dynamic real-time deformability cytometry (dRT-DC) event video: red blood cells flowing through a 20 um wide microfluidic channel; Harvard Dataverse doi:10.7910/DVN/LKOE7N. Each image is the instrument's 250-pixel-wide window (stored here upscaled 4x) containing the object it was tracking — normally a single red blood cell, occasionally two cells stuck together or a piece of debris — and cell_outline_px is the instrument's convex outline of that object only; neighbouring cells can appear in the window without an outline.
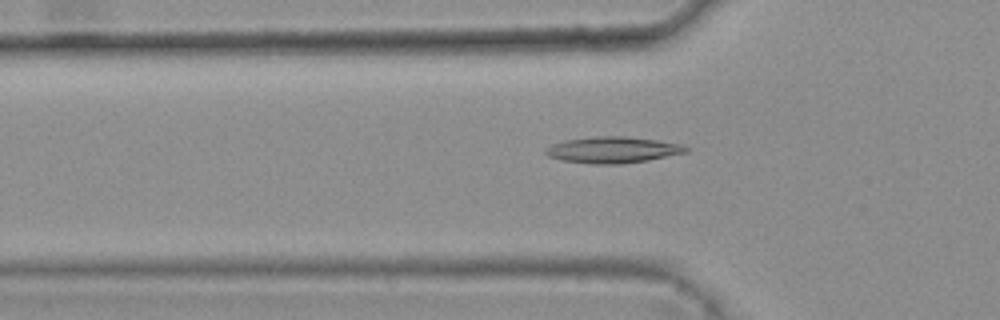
{"species": "common noctule bat (a hibernating species)", "species_latin": "Nyctalus noctula", "temperature_condition": "warm", "stored_images_in_passage": 47, "camera_frame_rate_fps": 3000, "um_per_image_px": 0.085, "animal": {"sex": "female", "body_mass_g": 25.1}, "frame": {"image": 1, "passage_image": 17, "time_ms": 5.333, "image_size_px": [1000, 320], "cell_outline_px": [[688, 152], [648, 160], [624, 164], [592, 164], [560, 160], [548, 156], [544, 152], [544, 148], [552, 144], [564, 140], [596, 136], [624, 136], [656, 140], [684, 144], [688, 148]], "centroid_in_image_um": [52.07, 12.74], "position_along_channel_um": 73.7, "area_um2": 21.68}}
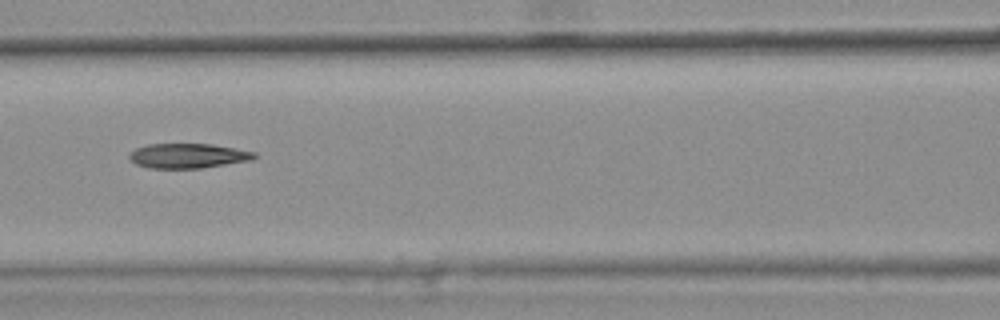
{"frame": {"image": 2, "passage_image": 23, "time_ms": 7.333, "image_size_px": [1000, 320], "cell_outline_px": [[256, 156], [252, 160], [200, 168], [148, 168], [136, 164], [128, 156], [136, 148], [148, 144], [212, 144], [256, 152]], "centroid_in_image_um": [15.98, 13.24], "position_along_channel_um": 150.6, "area_um2": 17.86}}
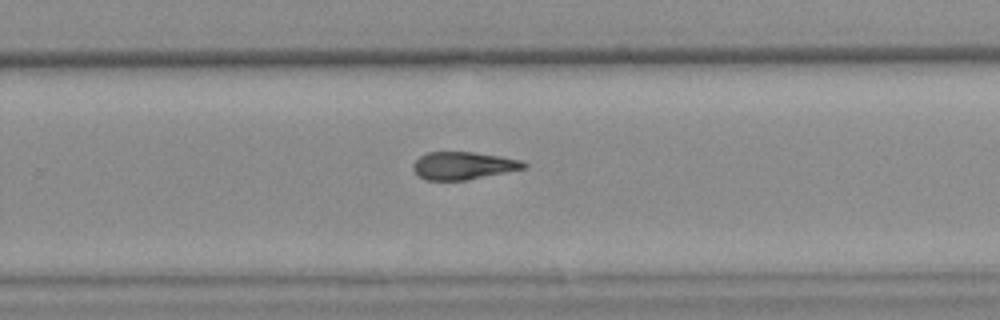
{"frame": {"image": 3, "passage_image": 34, "time_ms": 11.0, "image_size_px": [1000, 320], "cell_outline_px": [[528, 168], [464, 180], [424, 180], [412, 168], [412, 164], [420, 156], [428, 152], [472, 152], [500, 156], [520, 160], [528, 164]], "centroid_in_image_um": [39.38, 14.08], "position_along_channel_um": 290.4, "area_um2": 17.74}, "authors_computed_cell_mechanics": {"area_um2": 18.785, "velocity_mm_per_s": 3.826, "shape_relaxation_time_tau1_ms": null, "shape_relaxation_time_tau2_ms": 7.3148, "deformation_change_tau1": null, "deformation_change_tau2": 0.1901}}